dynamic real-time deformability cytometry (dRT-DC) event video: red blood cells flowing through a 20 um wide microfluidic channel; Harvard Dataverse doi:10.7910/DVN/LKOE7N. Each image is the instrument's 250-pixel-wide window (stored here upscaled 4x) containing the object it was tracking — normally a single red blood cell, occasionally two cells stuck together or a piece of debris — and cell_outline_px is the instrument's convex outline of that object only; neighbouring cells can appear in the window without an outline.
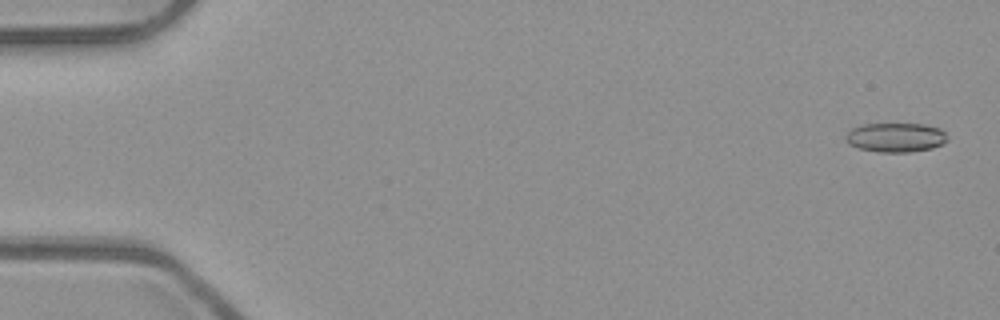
{"species": "common noctule bat (a hibernating species)", "species_latin": "Nyctalus noctula", "temperature_condition": "room temperature", "stored_images_in_passage": 53, "camera_frame_rate_fps": 3000, "um_per_image_px": 0.085, "animal": {"sex": "male", "body_mass_g": 23.1, "forearm_length_mm": 52.7}, "frame": {"image": 1, "passage_image": 2, "time_ms": 0.333, "image_size_px": [1000, 320], "cell_outline_px": [[948, 140], [932, 148], [908, 152], [876, 152], [860, 148], [848, 144], [844, 140], [844, 136], [852, 128], [864, 124], [924, 124], [940, 128], [948, 136]], "centroid_in_image_um": [76.11, 11.68], "position_along_channel_um": 8.9, "area_um2": 17.4}}
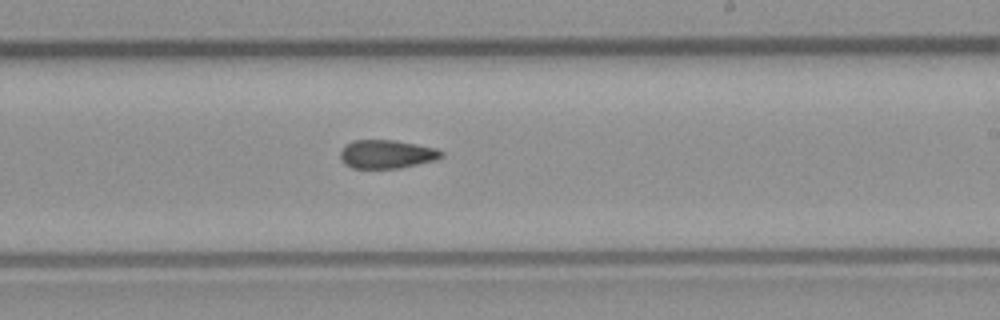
{"frame": {"image": 2, "passage_image": 32, "time_ms": 10.333, "image_size_px": [1000, 320], "cell_outline_px": [[444, 156], [436, 160], [400, 168], [352, 168], [344, 164], [340, 160], [340, 152], [352, 140], [392, 140], [416, 144], [436, 148], [444, 152]], "centroid_in_image_um": [32.88, 13.11], "position_along_channel_um": 256.1, "area_um2": 16.82}}
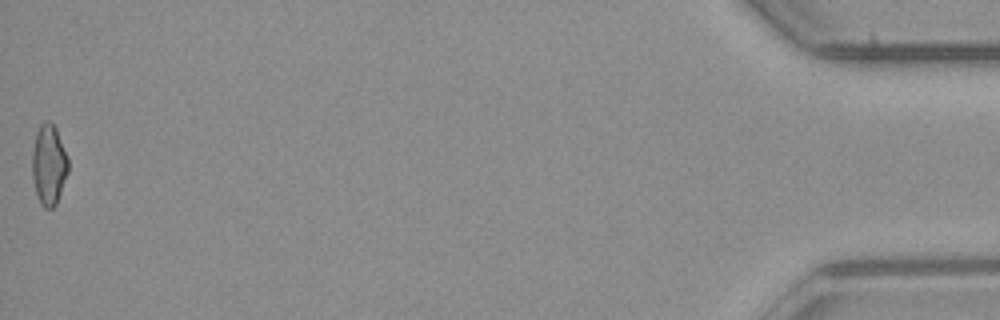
{"frame": {"image": 3, "passage_image": 53, "time_ms": 17.333, "image_size_px": [1000, 320], "cell_outline_px": [[68, 172], [56, 204], [52, 208], [44, 208], [40, 204], [36, 192], [32, 176], [32, 152], [36, 132], [40, 124], [44, 120], [48, 120], [56, 128], [68, 156]], "centroid_in_image_um": [4.15, 13.98], "position_along_channel_um": 431.1, "area_um2": 16.99}, "authors_computed_cell_mechanics": {"area_um2": 17.2822, "velocity_mm_per_s": 3.9537, "shape_relaxation_time_tau1_ms": null, "shape_relaxation_time_tau2_ms": 5.4033, "deformation_change_tau1": null, "deformation_change_tau2": 0.1505}}